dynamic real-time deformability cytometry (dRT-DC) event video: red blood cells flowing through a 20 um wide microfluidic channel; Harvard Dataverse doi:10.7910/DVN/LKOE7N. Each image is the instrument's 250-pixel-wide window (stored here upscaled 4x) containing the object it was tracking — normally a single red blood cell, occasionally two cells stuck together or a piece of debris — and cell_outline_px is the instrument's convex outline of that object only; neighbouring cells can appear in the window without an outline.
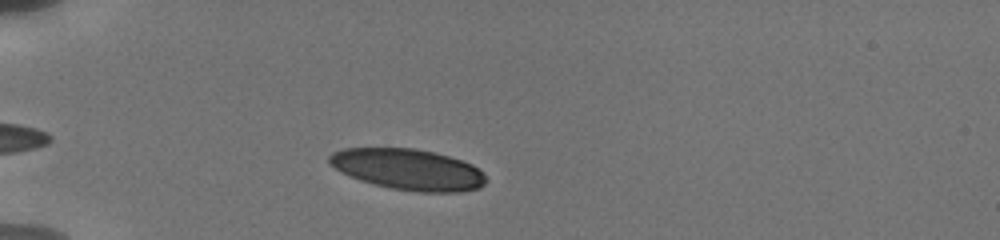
{"species": "human", "species_latin": "Homo sapiens", "temperature_condition": "cold", "stored_images_in_passage": 42, "camera_frame_rate_fps": 3000, "um_per_image_px": 0.085, "donor": {"sex": "male"}, "frame": {"image": 1, "passage_image": 6, "time_ms": 2.0, "image_size_px": [1000, 240], "cell_outline_px": [[488, 180], [480, 188], [460, 192], [416, 192], [392, 188], [372, 184], [360, 180], [340, 172], [328, 164], [328, 156], [332, 152], [344, 148], [412, 148], [432, 152], [448, 156], [472, 164], [484, 172]], "centroid_in_image_um": [34.68, 14.41], "position_along_channel_um": 50.3, "area_um2": 37.69}}
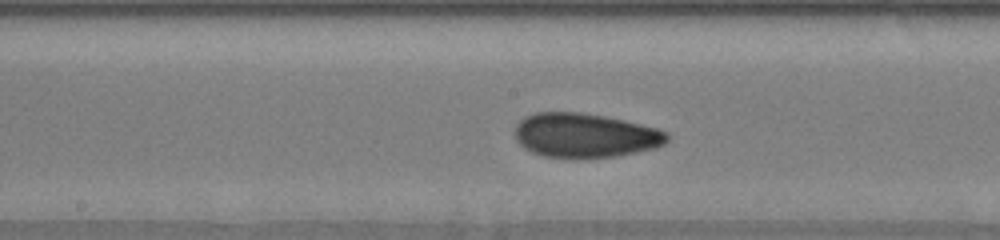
{"frame": {"image": 2, "passage_image": 18, "time_ms": 6.667, "image_size_px": [1000, 240], "cell_outline_px": [[668, 140], [664, 144], [656, 148], [616, 156], [572, 160], [544, 156], [532, 152], [524, 148], [516, 140], [516, 124], [524, 116], [536, 112], [580, 112], [604, 116], [624, 120], [656, 128], [668, 132]], "centroid_in_image_um": [49.71, 11.53], "position_along_channel_um": 198.5, "area_um2": 39.82}}
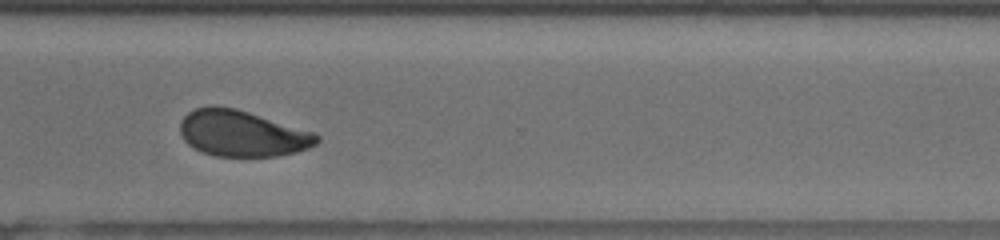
{"frame": {"image": 3, "passage_image": 41, "time_ms": 10.667, "image_size_px": [1000, 240], "cell_outline_px": [[320, 140], [316, 144], [308, 148], [296, 152], [276, 156], [216, 156], [200, 152], [188, 144], [184, 140], [180, 132], [180, 124], [184, 116], [188, 112], [196, 108], [208, 104], [216, 104], [236, 108], [312, 132], [320, 136]], "centroid_in_image_um": [20.53, 11.33], "position_along_channel_um": 350.1, "area_um2": 36.82}}